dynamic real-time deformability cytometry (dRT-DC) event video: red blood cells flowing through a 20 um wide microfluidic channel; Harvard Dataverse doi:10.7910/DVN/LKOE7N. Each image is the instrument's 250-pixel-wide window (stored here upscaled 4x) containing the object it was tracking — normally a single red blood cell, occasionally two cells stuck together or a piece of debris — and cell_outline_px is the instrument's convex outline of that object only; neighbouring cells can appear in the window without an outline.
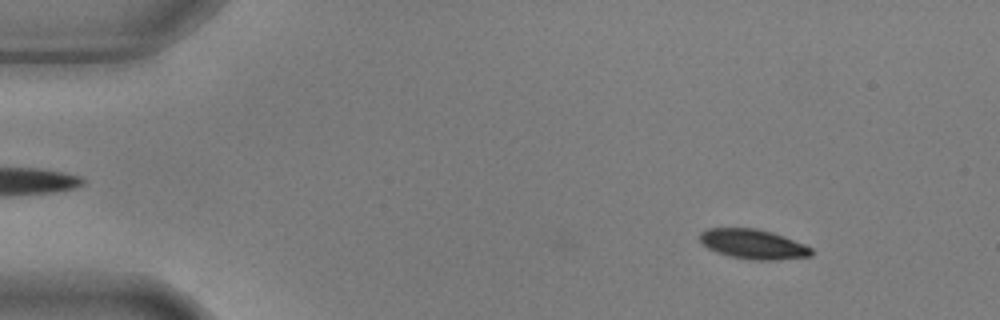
{"species": "common noctule bat (a hibernating species)", "species_latin": "Nyctalus noctula", "temperature_condition": "warm", "stored_images_in_passage": 3, "camera_frame_rate_fps": 3000, "um_per_image_px": 0.085, "animal": {"sex": "male", "body_mass_g": 17.9, "forearm_length_mm": 54.2}, "frame": {"image": 1, "passage_image": 1, "time_ms": 0.0, "image_size_px": [1000, 320], "cell_outline_px": [[812, 256], [776, 260], [752, 260], [732, 256], [716, 252], [708, 248], [700, 240], [700, 232], [708, 228], [756, 228], [772, 232], [784, 236], [804, 244], [812, 248]], "centroid_in_image_um": [64.03, 20.75], "position_along_channel_um": 21.0, "area_um2": 19.25}}